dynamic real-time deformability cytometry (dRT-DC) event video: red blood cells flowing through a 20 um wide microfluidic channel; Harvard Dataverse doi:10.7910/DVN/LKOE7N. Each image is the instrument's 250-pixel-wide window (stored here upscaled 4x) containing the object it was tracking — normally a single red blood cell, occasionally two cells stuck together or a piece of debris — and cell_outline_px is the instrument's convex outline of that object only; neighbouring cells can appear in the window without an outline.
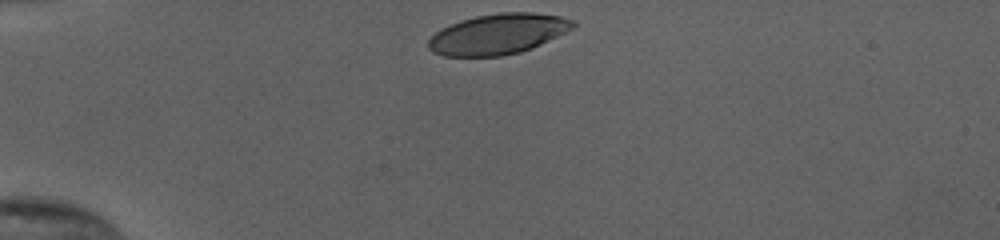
{"species": "human", "species_latin": "Homo sapiens", "temperature_condition": "cold", "stored_images_in_passage": 32, "camera_frame_rate_fps": 3000, "um_per_image_px": 0.085, "donor": {"sex": "female"}, "frame": {"image": 1, "passage_image": 1, "time_ms": 0.0, "image_size_px": [1000, 240], "cell_outline_px": [[576, 24], [572, 28], [532, 48], [520, 52], [500, 56], [444, 56], [432, 52], [428, 48], [428, 40], [440, 28], [460, 20], [476, 16], [500, 12], [532, 12], [560, 16], [576, 20]], "centroid_in_image_um": [42.3, 2.89], "position_along_channel_um": 42.7, "area_um2": 34.04}}
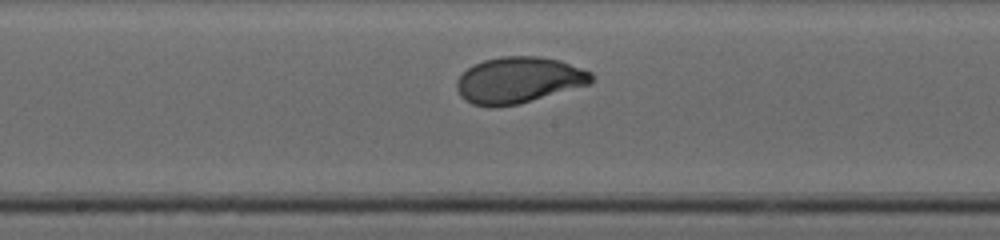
{"frame": {"image": 2, "passage_image": 17, "time_ms": 5.333, "image_size_px": [1000, 240], "cell_outline_px": [[596, 80], [592, 84], [520, 104], [492, 108], [472, 104], [464, 100], [460, 96], [456, 88], [456, 80], [472, 64], [484, 60], [500, 56], [536, 56], [560, 60], [592, 72]], "centroid_in_image_um": [44.11, 6.82], "position_along_channel_um": 204.1, "area_um2": 36.93}}
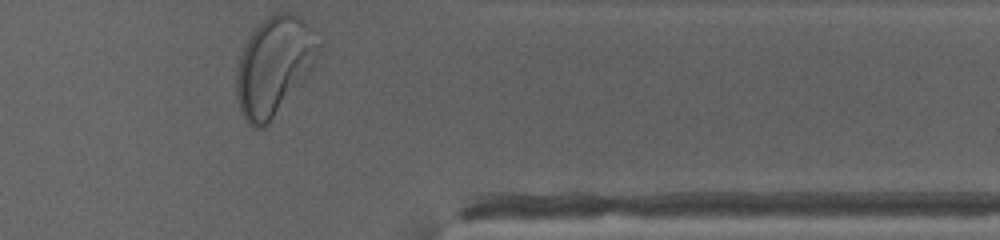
{"frame": {"image": 3, "passage_image": 32, "time_ms": 10.333, "image_size_px": [1000, 240], "cell_outline_px": [[320, 48], [312, 68], [268, 124], [264, 128], [252, 128], [248, 124], [240, 108], [236, 96], [236, 76], [240, 56], [248, 36], [268, 16], [276, 12], [288, 12], [304, 20], [320, 44]], "centroid_in_image_um": [23.26, 5.61], "position_along_channel_um": 388.1, "area_um2": 46.18}, "authors_computed_cell_mechanics": {"area_um2": 35.8649, "velocity_mm_per_s": 3.8282, "shape_relaxation_time_tau1_ms": 2.1641, "shape_relaxation_time_tau2_ms": null, "deformation_change_tau1": 0.1541, "deformation_change_tau2": null}}